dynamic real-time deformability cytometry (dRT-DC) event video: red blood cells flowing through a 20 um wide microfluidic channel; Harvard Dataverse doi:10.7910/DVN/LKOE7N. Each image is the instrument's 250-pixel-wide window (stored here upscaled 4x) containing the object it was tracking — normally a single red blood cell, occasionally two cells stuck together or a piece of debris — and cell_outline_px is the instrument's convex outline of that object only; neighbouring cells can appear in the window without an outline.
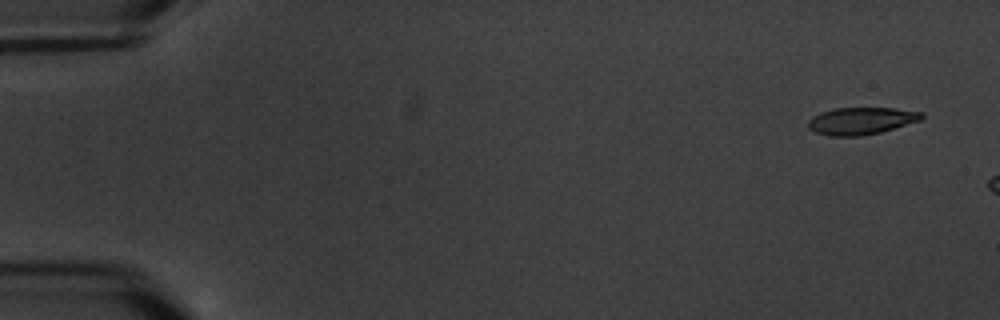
{"species": "common noctule bat (a hibernating species)", "species_latin": "Nyctalus noctula", "temperature_condition": "warm", "stored_images_in_passage": 3, "camera_frame_rate_fps": 3000, "um_per_image_px": 0.085, "animal": {"sex": "male", "body_mass_g": 20.1, "forearm_length_mm": 53.5}, "frame": {"image": 1, "passage_image": 1, "time_ms": 0.0, "image_size_px": [1000, 320], "cell_outline_px": [[924, 116], [920, 120], [880, 132], [860, 136], [828, 136], [816, 132], [808, 128], [808, 120], [812, 116], [820, 112], [836, 108], [892, 108], [924, 112]], "centroid_in_image_um": [73.17, 10.27], "position_along_channel_um": 11.8, "area_um2": 17.92}}